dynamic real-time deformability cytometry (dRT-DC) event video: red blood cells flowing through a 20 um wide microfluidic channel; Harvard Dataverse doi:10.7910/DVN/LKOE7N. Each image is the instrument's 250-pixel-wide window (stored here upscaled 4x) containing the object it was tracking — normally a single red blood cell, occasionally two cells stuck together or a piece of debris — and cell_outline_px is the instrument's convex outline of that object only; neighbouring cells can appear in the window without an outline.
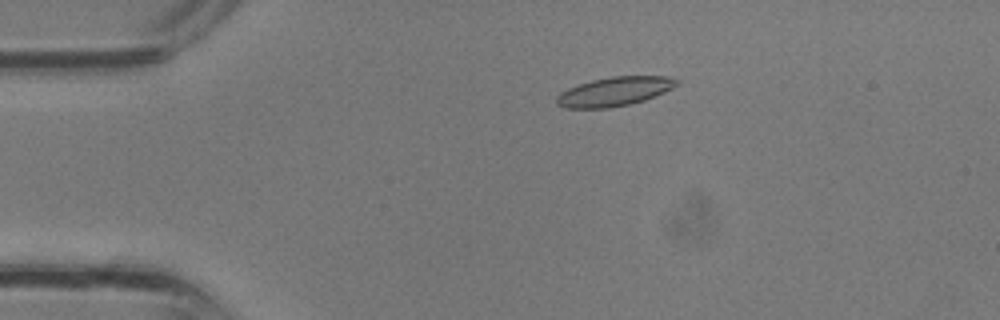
{"species": "common noctule bat (a hibernating species)", "species_latin": "Nyctalus noctula", "temperature_condition": "room temperature", "stored_images_in_passage": 33, "camera_frame_rate_fps": 3000, "um_per_image_px": 0.085, "animal": {"sex": "male", "body_mass_g": 13.3}, "frame": {"image": 1, "passage_image": 5, "time_ms": 1.333, "image_size_px": [1000, 320], "cell_outline_px": [[680, 84], [664, 92], [644, 100], [628, 104], [608, 108], [564, 108], [556, 104], [556, 96], [560, 92], [568, 88], [592, 80], [612, 76], [668, 76], [680, 80]], "centroid_in_image_um": [52.23, 7.77], "position_along_channel_um": 32.8, "area_um2": 20.35}}
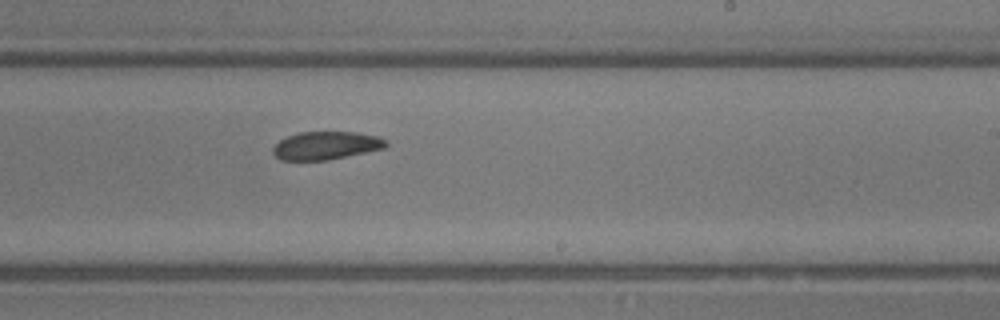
{"frame": {"image": 2, "passage_image": 19, "time_ms": 6.0, "image_size_px": [1000, 320], "cell_outline_px": [[388, 144], [384, 148], [328, 160], [280, 160], [272, 152], [272, 148], [280, 140], [288, 136], [300, 132], [356, 132], [376, 136], [388, 140]], "centroid_in_image_um": [27.71, 12.37], "position_along_channel_um": 261.3, "area_um2": 18.38}}
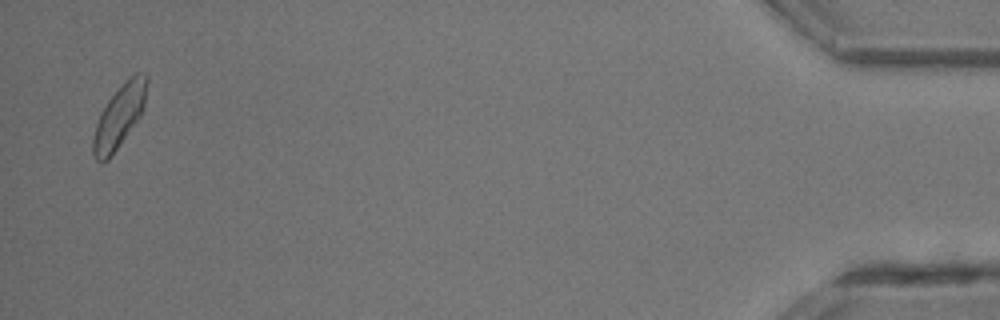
{"frame": {"image": 3, "passage_image": 32, "time_ms": 10.333, "image_size_px": [1000, 320], "cell_outline_px": [[148, 80], [144, 104], [140, 116], [108, 160], [96, 160], [92, 152], [92, 140], [96, 124], [108, 100], [128, 76], [136, 72], [148, 76]], "centroid_in_image_um": [10.14, 9.85], "position_along_channel_um": 425.1, "area_um2": 19.19}}